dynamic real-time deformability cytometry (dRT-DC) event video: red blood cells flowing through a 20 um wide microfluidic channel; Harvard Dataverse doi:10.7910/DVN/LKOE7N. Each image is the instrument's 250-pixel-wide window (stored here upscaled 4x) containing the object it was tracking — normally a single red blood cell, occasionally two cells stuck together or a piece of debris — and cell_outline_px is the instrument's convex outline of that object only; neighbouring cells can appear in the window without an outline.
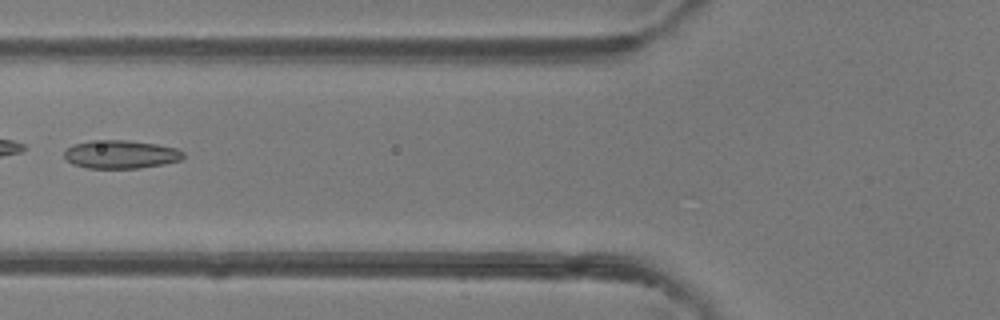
{"species": "common noctule bat (a hibernating species)", "species_latin": "Nyctalus noctula", "temperature_condition": "room temperature", "stored_images_in_passage": 2, "camera_frame_rate_fps": 3000, "um_per_image_px": 0.085, "animal": {"sex": "female"}, "frame": {"image": 1, "passage_image": 2, "time_ms": 1.0, "image_size_px": [1000, 320], "cell_outline_px": [[184, 156], [180, 160], [164, 164], [140, 168], [88, 168], [72, 164], [64, 156], [64, 152], [72, 144], [88, 140], [128, 140], [156, 144], [176, 148], [184, 152]], "centroid_in_image_um": [10.25, 13.11], "position_along_channel_um": 115.5, "area_um2": 19.71}}